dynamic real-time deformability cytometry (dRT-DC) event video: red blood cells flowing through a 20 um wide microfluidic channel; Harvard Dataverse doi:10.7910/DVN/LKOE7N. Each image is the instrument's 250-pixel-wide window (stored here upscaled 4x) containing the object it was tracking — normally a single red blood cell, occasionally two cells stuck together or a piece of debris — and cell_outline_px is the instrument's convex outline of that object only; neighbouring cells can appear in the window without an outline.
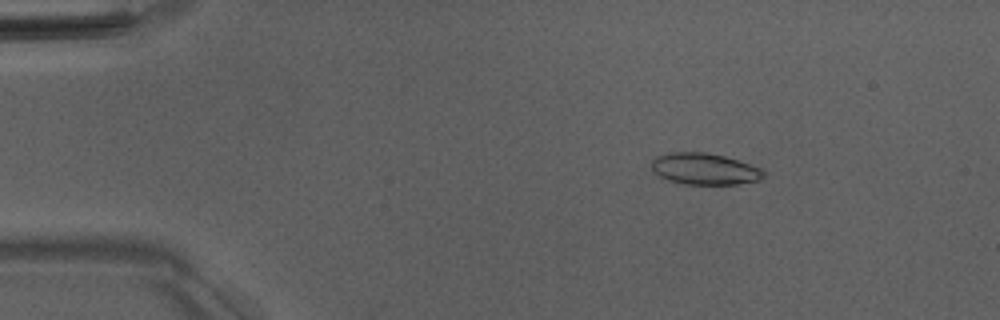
{"species": "Egyptian fruit bat (a non-hibernating species)", "species_latin": "Rousettus aegyptiacus", "temperature_condition": "room temperature", "stored_images_in_passage": 50, "camera_frame_rate_fps": 3000, "um_per_image_px": 0.085, "animal": {"sex": "male"}, "frame": {"image": 1, "passage_image": 6, "time_ms": 1.667, "image_size_px": [1000, 320], "cell_outline_px": [[764, 176], [760, 180], [736, 184], [680, 184], [668, 180], [652, 172], [652, 160], [656, 156], [668, 152], [708, 152], [724, 156], [760, 168], [764, 172]], "centroid_in_image_um": [59.84, 14.36], "position_along_channel_um": 25.2, "area_um2": 20.58}}
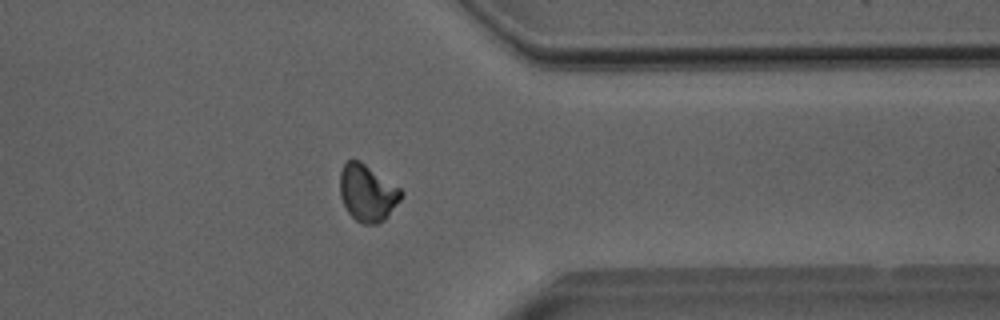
{"frame": {"image": 2, "passage_image": 39, "time_ms": 12.667, "image_size_px": [1000, 320], "cell_outline_px": [[404, 192], [400, 200], [388, 216], [384, 220], [376, 224], [364, 224], [356, 220], [348, 212], [340, 196], [340, 172], [344, 164], [348, 160], [360, 160], [400, 188]], "centroid_in_image_um": [31.23, 16.4], "position_along_channel_um": 380.2, "area_um2": 20.17}}
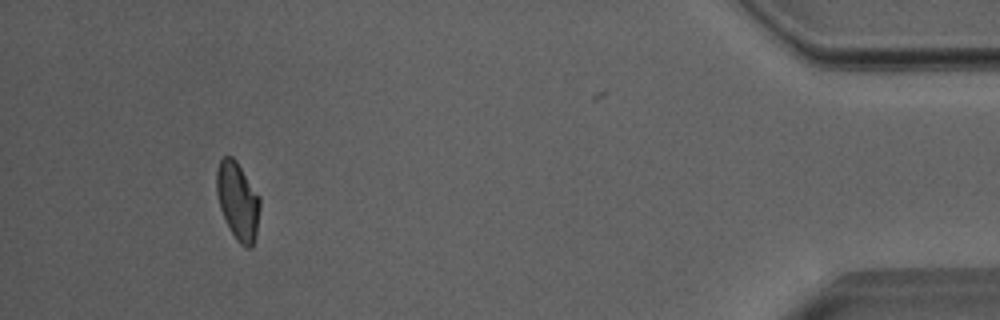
{"frame": {"image": 3, "passage_image": 46, "time_ms": 15.0, "image_size_px": [1000, 320], "cell_outline_px": [[260, 208], [256, 236], [252, 248], [244, 248], [236, 240], [220, 208], [216, 192], [216, 168], [220, 160], [224, 156], [232, 156], [236, 160], [260, 196]], "centroid_in_image_um": [20.22, 17.08], "position_along_channel_um": 415.0, "area_um2": 19.77}, "authors_computed_cell_mechanics": {"area_um2": 20.2011, "velocity_mm_per_s": 4.0053, "shape_relaxation_time_tau1_ms": 6.5094, "shape_relaxation_time_tau2_ms": 2.3869, "deformation_change_tau1": 0.1709, "deformation_change_tau2": 0.0737}}